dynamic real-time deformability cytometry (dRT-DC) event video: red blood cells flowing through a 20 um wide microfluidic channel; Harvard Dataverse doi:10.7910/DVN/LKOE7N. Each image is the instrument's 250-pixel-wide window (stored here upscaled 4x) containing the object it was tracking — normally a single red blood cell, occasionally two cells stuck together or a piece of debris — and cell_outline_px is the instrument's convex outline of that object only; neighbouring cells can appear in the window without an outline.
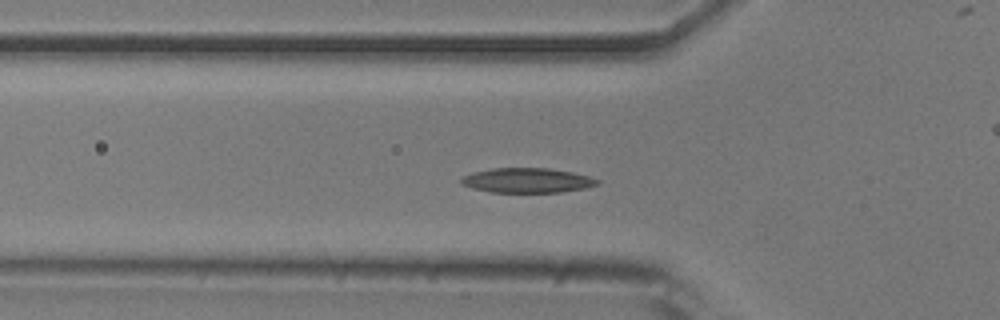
{"species": "common noctule bat (a hibernating species)", "species_latin": "Nyctalus noctula", "temperature_condition": "room temperature", "stored_images_in_passage": 39, "camera_frame_rate_fps": 3000, "um_per_image_px": 0.085, "animal": {"sex": "male", "body_mass_g": 20.5, "forearm_length_mm": 52.5}, "frame": {"image": 1, "passage_image": 11, "time_ms": 3.333, "image_size_px": [1000, 320], "cell_outline_px": [[600, 180], [596, 184], [584, 188], [560, 192], [492, 192], [472, 188], [460, 184], [460, 176], [472, 172], [492, 168], [548, 168], [572, 172], [588, 176]], "centroid_in_image_um": [44.73, 15.32], "position_along_channel_um": 81.1, "area_um2": 19.59}}
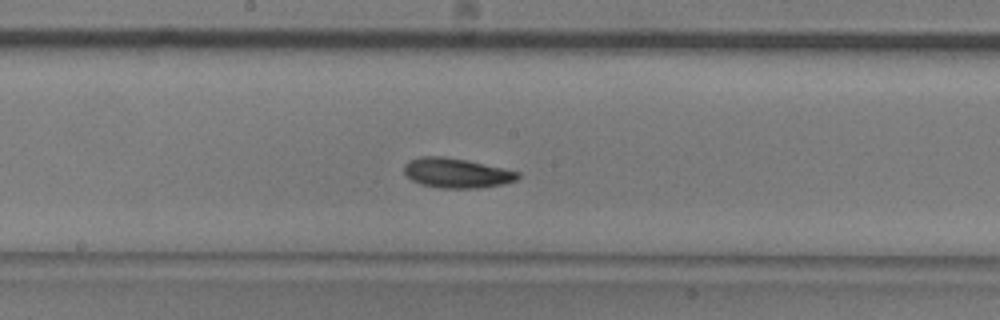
{"frame": {"image": 2, "passage_image": 21, "time_ms": 6.667, "image_size_px": [1000, 320], "cell_outline_px": [[520, 176], [516, 180], [504, 184], [480, 188], [440, 188], [420, 184], [412, 180], [404, 172], [404, 164], [408, 160], [420, 156], [444, 156], [468, 160], [520, 172]], "centroid_in_image_um": [38.8, 14.7], "position_along_channel_um": 209.4, "area_um2": 19.88}}
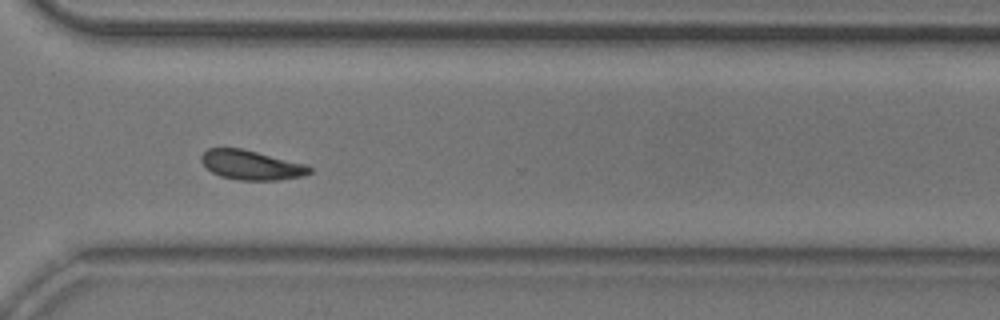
{"frame": {"image": 3, "passage_image": 32, "time_ms": 10.333, "image_size_px": [1000, 320], "cell_outline_px": [[312, 172], [304, 176], [280, 180], [236, 180], [220, 176], [212, 172], [200, 160], [200, 156], [208, 148], [240, 148], [308, 164], [312, 168]], "centroid_in_image_um": [21.4, 14.03], "position_along_channel_um": 349.2, "area_um2": 18.73}, "authors_computed_cell_mechanics": {"area_um2": 18.9584, "velocity_mm_per_s": 3.8274, "shape_relaxation_time_tau1_ms": 2.2929, "shape_relaxation_time_tau2_ms": 2.4772, "deformation_change_tau1": 0.1005, "deformation_change_tau2": 0.079}}